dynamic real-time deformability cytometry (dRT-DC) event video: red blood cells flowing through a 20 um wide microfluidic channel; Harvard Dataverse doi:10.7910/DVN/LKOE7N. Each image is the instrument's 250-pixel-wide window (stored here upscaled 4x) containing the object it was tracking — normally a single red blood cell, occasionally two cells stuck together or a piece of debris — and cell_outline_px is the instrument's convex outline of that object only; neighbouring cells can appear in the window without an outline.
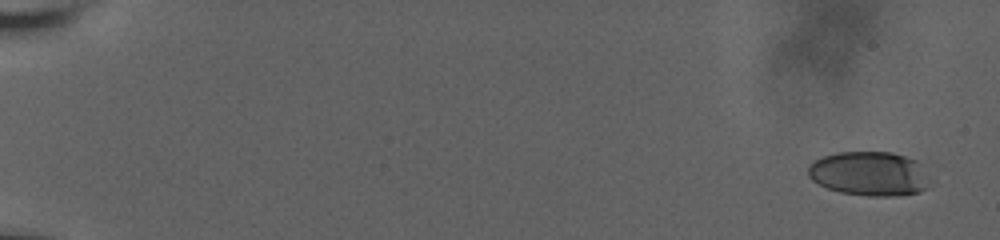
{"species": "human", "species_latin": "Homo sapiens", "temperature_condition": "room temperature", "stored_images_in_passage": 23, "camera_frame_rate_fps": 3000, "um_per_image_px": 0.085, "donor": {"sex": "male"}, "frame": {"image": 1, "passage_image": 1, "time_ms": 0.0, "image_size_px": [1000, 240], "cell_outline_px": [[928, 188], [920, 192], [896, 196], [868, 196], [840, 192], [828, 188], [812, 180], [808, 176], [808, 164], [812, 160], [824, 156], [840, 152], [892, 152], [916, 160], [920, 164]], "centroid_in_image_um": [73.83, 14.76], "position_along_channel_um": 11.2, "area_um2": 31.21}}
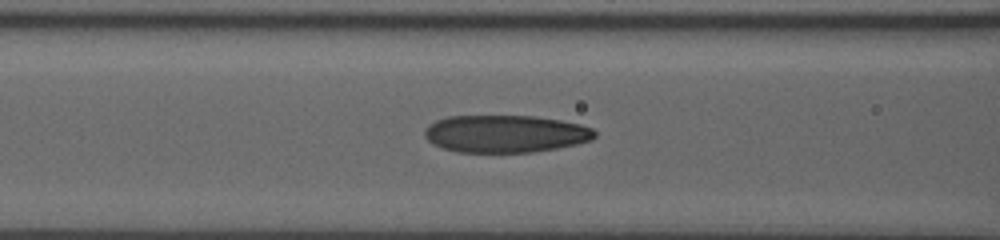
{"frame": {"image": 2, "passage_image": 14, "time_ms": 8.667, "image_size_px": [1000, 240], "cell_outline_px": [[596, 136], [592, 140], [576, 144], [556, 148], [532, 152], [460, 152], [444, 148], [432, 144], [424, 136], [424, 128], [428, 124], [436, 120], [448, 116], [532, 116], [560, 120], [580, 124], [592, 128], [596, 132]], "centroid_in_image_um": [42.94, 11.37], "position_along_channel_um": 123.7, "area_um2": 37.17}}
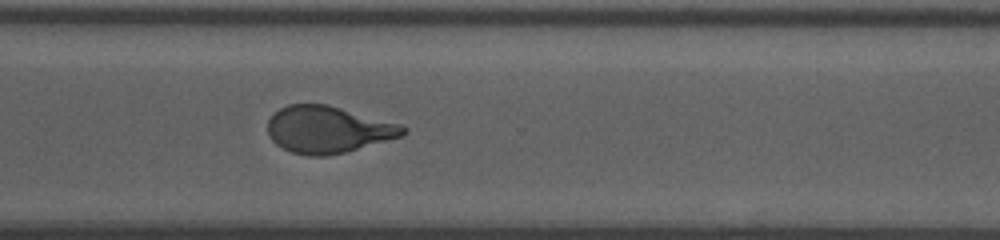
{"frame": {"image": 3, "passage_image": 23, "time_ms": 14.667, "image_size_px": [1000, 240], "cell_outline_px": [[408, 132], [404, 136], [344, 152], [324, 156], [308, 156], [292, 152], [276, 144], [272, 140], [268, 132], [268, 120], [280, 108], [288, 104], [328, 104], [400, 124], [408, 128]], "centroid_in_image_um": [27.9, 11.01], "position_along_channel_um": 342.7, "area_um2": 36.88}}